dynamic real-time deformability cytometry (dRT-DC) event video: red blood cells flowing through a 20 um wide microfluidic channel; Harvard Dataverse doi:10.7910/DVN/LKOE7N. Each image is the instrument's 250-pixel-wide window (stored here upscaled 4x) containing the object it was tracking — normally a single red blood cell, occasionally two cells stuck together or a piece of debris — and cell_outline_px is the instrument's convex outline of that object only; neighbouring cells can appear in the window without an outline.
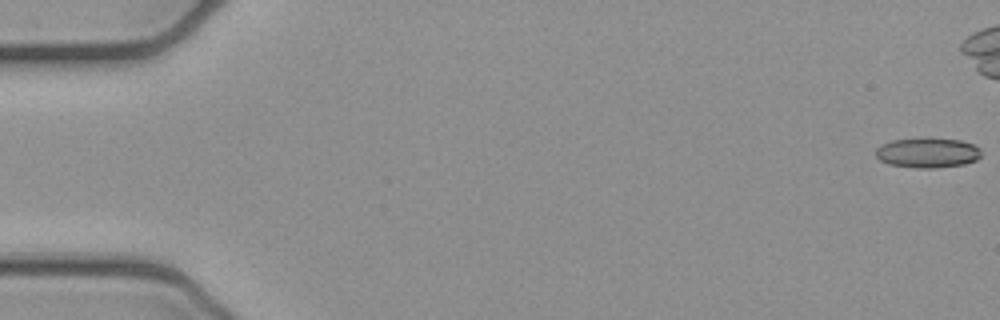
{"species": "common noctule bat (a hibernating species)", "species_latin": "Nyctalus noctula", "temperature_condition": "cold", "stored_images_in_passage": 43, "camera_frame_rate_fps": 3000, "um_per_image_px": 0.085, "animal": {"sex": "female", "body_mass_g": 21.9}, "frame": {"image": 1, "passage_image": 1, "time_ms": 0.0, "image_size_px": [1000, 320], "cell_outline_px": [[980, 156], [976, 160], [964, 164], [932, 168], [916, 168], [888, 164], [880, 160], [876, 156], [876, 148], [880, 144], [892, 140], [924, 136], [960, 140], [972, 144], [980, 148]], "centroid_in_image_um": [78.81, 12.95], "position_along_channel_um": 6.2, "area_um2": 18.84}}
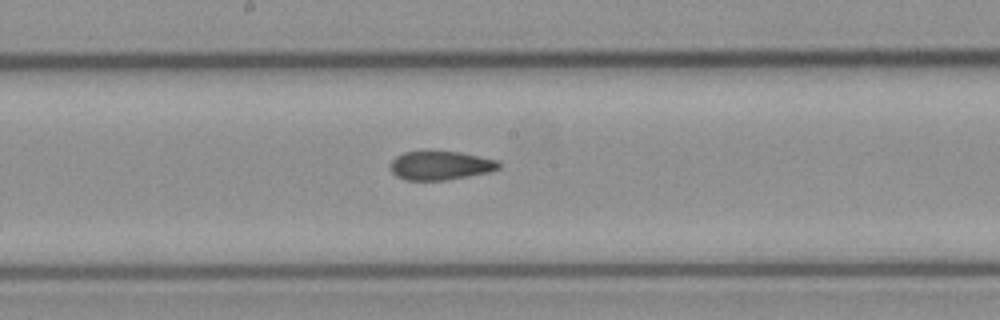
{"frame": {"image": 2, "passage_image": 28, "time_ms": 9.0, "image_size_px": [1000, 320], "cell_outline_px": [[500, 168], [488, 172], [448, 180], [404, 180], [396, 176], [388, 168], [392, 160], [396, 156], [404, 152], [460, 152], [500, 160]], "centroid_in_image_um": [37.43, 14.07], "position_along_channel_um": 210.8, "area_um2": 18.26}}
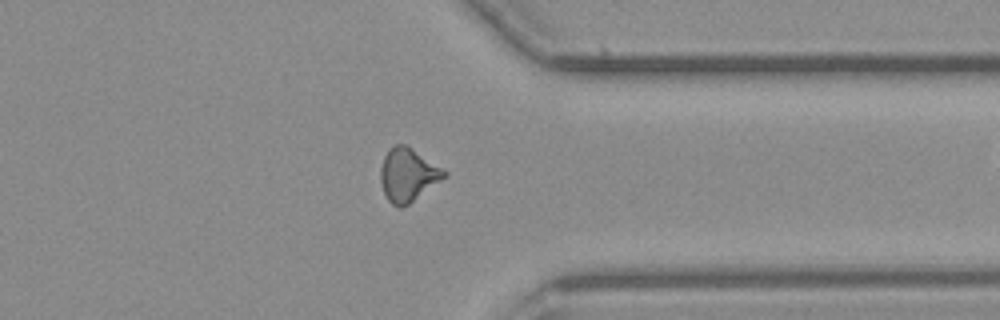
{"frame": {"image": 3, "passage_image": 41, "time_ms": 13.333, "image_size_px": [1000, 320], "cell_outline_px": [[448, 172], [440, 180], [408, 204], [400, 208], [392, 204], [388, 200], [384, 192], [380, 180], [380, 168], [384, 156], [388, 148], [396, 144], [404, 144]], "centroid_in_image_um": [34.61, 14.85], "position_along_channel_um": 376.8, "area_um2": 19.19}}